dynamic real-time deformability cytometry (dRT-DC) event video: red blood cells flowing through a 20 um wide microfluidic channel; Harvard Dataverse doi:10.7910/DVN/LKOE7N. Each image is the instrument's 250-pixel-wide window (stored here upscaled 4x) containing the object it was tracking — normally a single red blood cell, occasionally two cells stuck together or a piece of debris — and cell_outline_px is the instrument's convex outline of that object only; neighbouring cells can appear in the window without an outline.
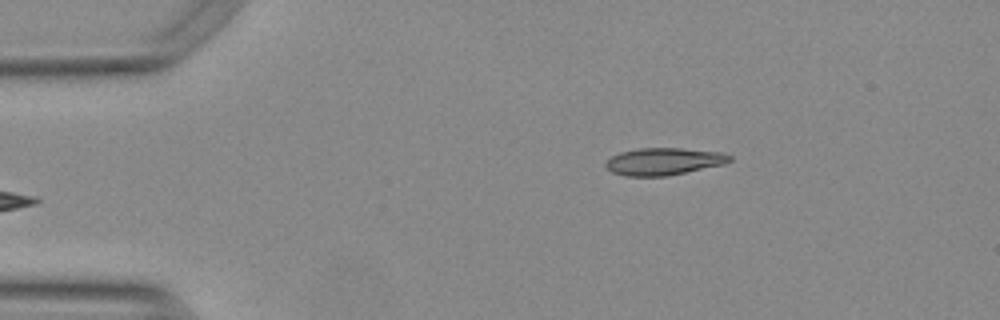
{"species": "Egyptian fruit bat (a non-hibernating species)", "species_latin": "Rousettus aegyptiacus", "temperature_condition": "warm", "stored_images_in_passage": 45, "camera_frame_rate_fps": 3000, "um_per_image_px": 0.085, "animal": {"sex": "female"}, "frame": {"image": 1, "passage_image": 1, "time_ms": 0.0, "image_size_px": [1000, 320], "cell_outline_px": [[732, 160], [724, 164], [664, 176], [624, 176], [612, 172], [604, 164], [612, 156], [620, 152], [640, 148], [680, 148], [720, 152], [732, 156]], "centroid_in_image_um": [56.4, 13.72], "position_along_channel_um": 28.6, "area_um2": 19.42}}
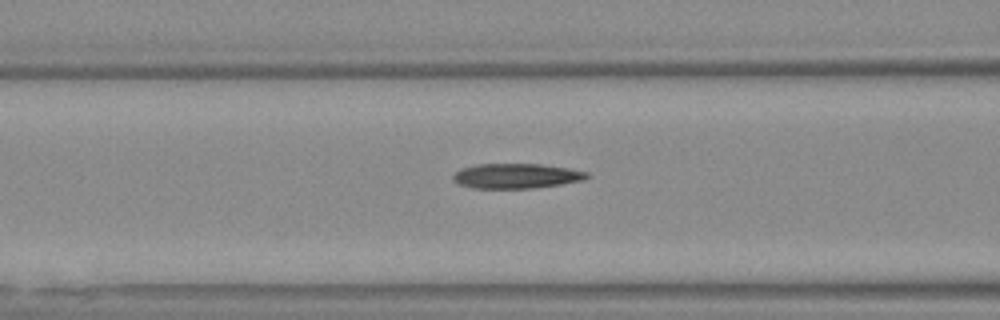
{"frame": {"image": 2, "passage_image": 13, "time_ms": 4.0, "image_size_px": [1000, 320], "cell_outline_px": [[588, 176], [580, 180], [560, 184], [532, 188], [476, 188], [460, 184], [452, 176], [460, 168], [480, 164], [540, 164], [568, 168], [588, 172]], "centroid_in_image_um": [43.87, 14.94], "position_along_channel_um": 122.7, "area_um2": 19.02}}
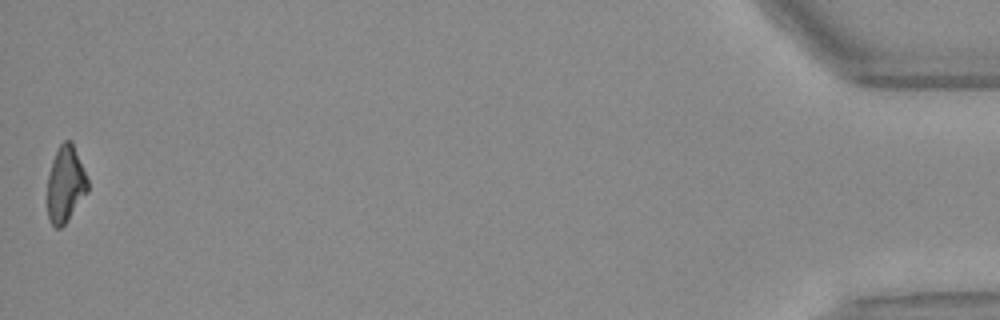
{"frame": {"image": 3, "passage_image": 45, "time_ms": 14.667, "image_size_px": [1000, 320], "cell_outline_px": [[88, 192], [64, 224], [60, 228], [56, 228], [48, 220], [48, 176], [52, 160], [60, 144], [64, 140], [72, 140], [88, 180]], "centroid_in_image_um": [5.57, 15.64], "position_along_channel_um": 429.6, "area_um2": 17.8}, "authors_computed_cell_mechanics": {"area_um2": 19.1896, "velocity_mm_per_s": 3.7953, "shape_relaxation_time_tau1_ms": 8.7356, "shape_relaxation_time_tau2_ms": 2.4419, "deformation_change_tau1": 0.2435, "deformation_change_tau2": 0.1123}}